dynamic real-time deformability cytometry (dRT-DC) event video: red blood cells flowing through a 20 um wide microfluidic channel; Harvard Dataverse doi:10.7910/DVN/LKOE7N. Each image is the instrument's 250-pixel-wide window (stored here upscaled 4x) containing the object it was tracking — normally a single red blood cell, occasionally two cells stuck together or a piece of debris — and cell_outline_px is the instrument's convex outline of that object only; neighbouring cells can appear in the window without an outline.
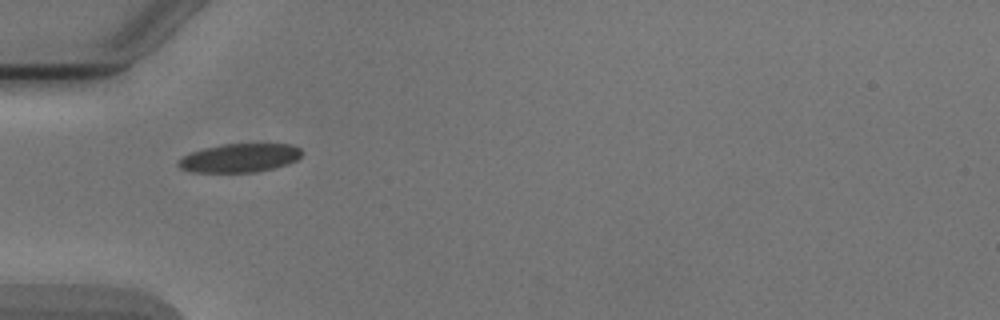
{"species": "Egyptian fruit bat (a non-hibernating species)", "species_latin": "Rousettus aegyptiacus", "temperature_condition": "cold", "stored_images_in_passage": 3, "camera_frame_rate_fps": 3000, "um_per_image_px": 0.085, "animal": {"sex": "male"}, "frame": {"image": 1, "passage_image": 1, "time_ms": 0.0, "image_size_px": [1000, 320], "cell_outline_px": [[304, 152], [296, 160], [288, 164], [256, 172], [192, 172], [180, 168], [176, 164], [176, 160], [192, 152], [204, 148], [220, 144], [292, 144], [300, 148]], "centroid_in_image_um": [20.36, 13.42], "position_along_channel_um": 64.6, "area_um2": 20.69}}
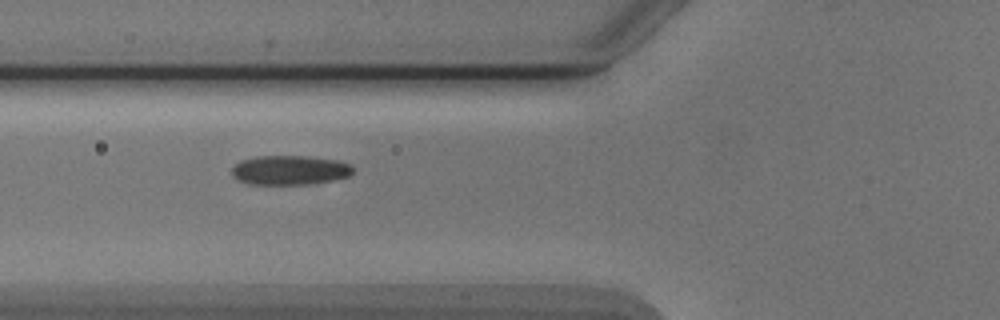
{"frame": {"image": 2, "passage_image": 2, "time_ms": 1.0, "image_size_px": [1000, 320], "cell_outline_px": [[352, 172], [348, 176], [332, 180], [308, 184], [248, 184], [232, 176], [232, 168], [240, 160], [256, 156], [308, 156], [336, 160], [352, 164]], "centroid_in_image_um": [24.61, 14.45], "position_along_channel_um": 101.2, "area_um2": 20.69}}
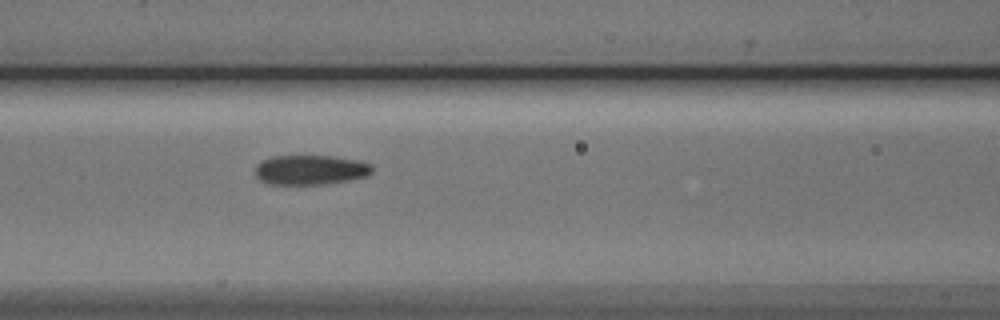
{"frame": {"image": 3, "passage_image": 3, "time_ms": 2.0, "image_size_px": [1000, 320], "cell_outline_px": [[372, 172], [368, 176], [348, 180], [324, 184], [268, 184], [260, 180], [256, 176], [256, 164], [272, 156], [332, 156], [360, 160], [372, 164]], "centroid_in_image_um": [26.41, 14.43], "position_along_channel_um": 140.2, "area_um2": 20.29}}